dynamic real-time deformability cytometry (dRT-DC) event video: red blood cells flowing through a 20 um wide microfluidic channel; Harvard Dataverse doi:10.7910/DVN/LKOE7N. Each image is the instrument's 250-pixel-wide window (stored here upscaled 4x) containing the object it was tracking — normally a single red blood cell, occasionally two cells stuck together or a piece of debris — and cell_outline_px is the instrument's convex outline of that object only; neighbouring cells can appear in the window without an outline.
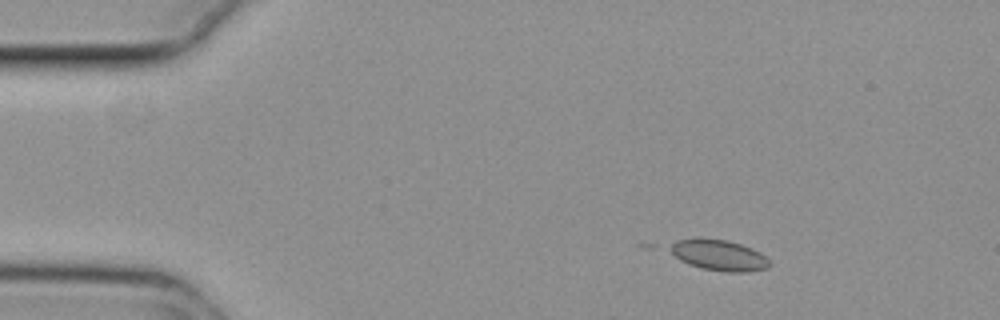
{"species": "common noctule bat (a hibernating species)", "species_latin": "Nyctalus noctula", "temperature_condition": "cold", "stored_images_in_passage": 12, "camera_frame_rate_fps": 3000, "um_per_image_px": 0.085, "animal": {"sex": "female", "body_mass_g": 29.2, "forearm_length_mm": 56.3}, "frame": {"image": 1, "passage_image": 7, "time_ms": 2.0, "image_size_px": [1000, 320], "cell_outline_px": [[772, 264], [768, 268], [748, 272], [724, 272], [700, 268], [688, 264], [680, 260], [664, 248], [668, 244], [676, 240], [696, 236], [700, 236], [728, 240], [752, 248], [760, 252]], "centroid_in_image_um": [61.01, 21.66], "position_along_channel_um": 24.0, "area_um2": 18.67}}